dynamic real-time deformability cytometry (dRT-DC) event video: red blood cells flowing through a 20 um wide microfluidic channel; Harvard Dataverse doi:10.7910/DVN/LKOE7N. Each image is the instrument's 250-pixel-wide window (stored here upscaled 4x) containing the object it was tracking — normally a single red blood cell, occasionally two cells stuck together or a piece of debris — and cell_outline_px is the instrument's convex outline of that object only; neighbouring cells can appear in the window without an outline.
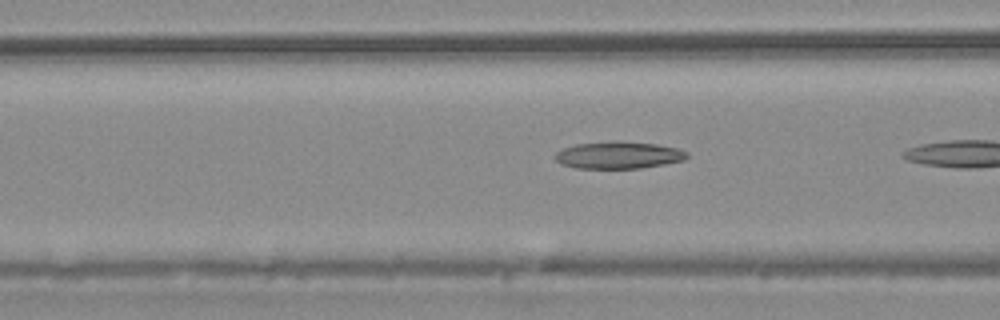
{"species": "common noctule bat (a hibernating species)", "species_latin": "Nyctalus noctula", "temperature_condition": "warm", "stored_images_in_passage": 13, "camera_frame_rate_fps": 3000, "um_per_image_px": 0.085, "animal": {"sex": "male", "body_mass_g": 20.4}, "frame": {"image": 1, "passage_image": 10, "time_ms": 3.0, "image_size_px": [1000, 320], "cell_outline_px": [[688, 156], [684, 160], [664, 164], [640, 168], [576, 168], [560, 164], [552, 156], [556, 152], [564, 148], [576, 144], [620, 140], [656, 144], [676, 148], [688, 152]], "centroid_in_image_um": [52.55, 13.18], "position_along_channel_um": 114.1, "area_um2": 20.92}}